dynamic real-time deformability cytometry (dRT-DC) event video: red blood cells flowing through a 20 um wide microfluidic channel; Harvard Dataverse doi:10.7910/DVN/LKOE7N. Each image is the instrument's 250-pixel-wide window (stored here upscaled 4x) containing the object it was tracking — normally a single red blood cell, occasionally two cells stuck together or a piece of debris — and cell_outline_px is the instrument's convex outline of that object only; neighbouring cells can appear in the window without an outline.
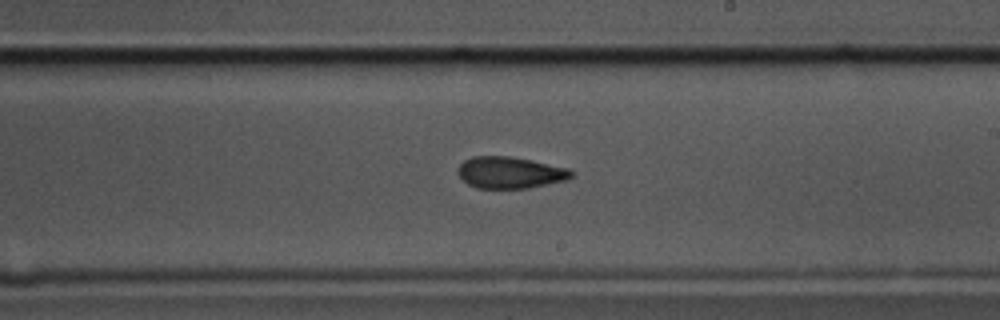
{"species": "common noctule bat (a hibernating species)", "species_latin": "Nyctalus noctula", "temperature_condition": "cold", "stored_images_in_passage": 52, "camera_frame_rate_fps": 3000, "um_per_image_px": 0.085, "animal": {"sex": "male", "body_mass_g": 17.5, "forearm_length_mm": 52.3}, "frame": {"image": 1, "passage_image": 33, "time_ms": 10.667, "image_size_px": [1000, 320], "cell_outline_px": [[572, 176], [568, 180], [528, 188], [476, 188], [468, 184], [456, 172], [456, 168], [464, 160], [472, 156], [512, 156], [532, 160], [568, 168], [572, 172]], "centroid_in_image_um": [43.33, 14.66], "position_along_channel_um": 245.7, "area_um2": 21.04}}
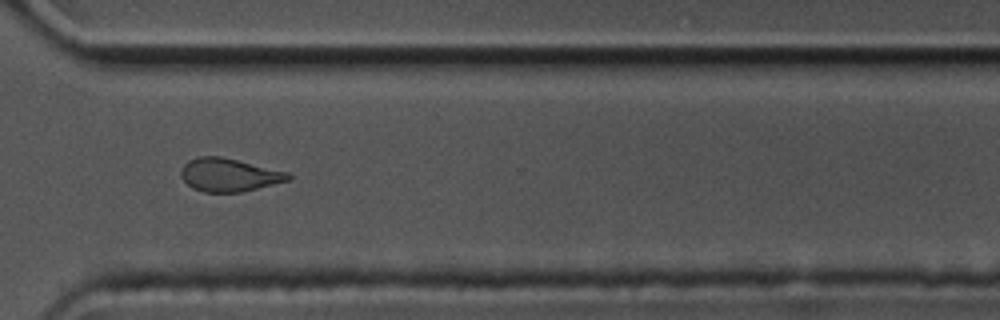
{"frame": {"image": 2, "passage_image": 42, "time_ms": 13.667, "image_size_px": [1000, 320], "cell_outline_px": [[292, 180], [240, 192], [204, 192], [192, 188], [180, 176], [180, 172], [184, 164], [188, 160], [200, 156], [220, 156], [288, 172], [292, 176]], "centroid_in_image_um": [19.47, 14.87], "position_along_channel_um": 351.1, "area_um2": 20.69}}
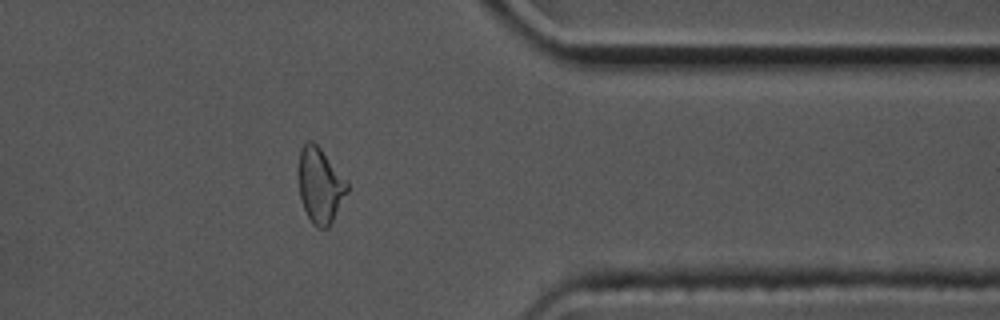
{"frame": {"image": 3, "passage_image": 46, "time_ms": 15.0, "image_size_px": [1000, 320], "cell_outline_px": [[348, 192], [328, 228], [316, 228], [312, 224], [304, 208], [300, 196], [300, 148], [308, 140], [312, 140], [320, 148], [348, 180]], "centroid_in_image_um": [27.24, 15.77], "position_along_channel_um": 384.2, "area_um2": 21.1}}